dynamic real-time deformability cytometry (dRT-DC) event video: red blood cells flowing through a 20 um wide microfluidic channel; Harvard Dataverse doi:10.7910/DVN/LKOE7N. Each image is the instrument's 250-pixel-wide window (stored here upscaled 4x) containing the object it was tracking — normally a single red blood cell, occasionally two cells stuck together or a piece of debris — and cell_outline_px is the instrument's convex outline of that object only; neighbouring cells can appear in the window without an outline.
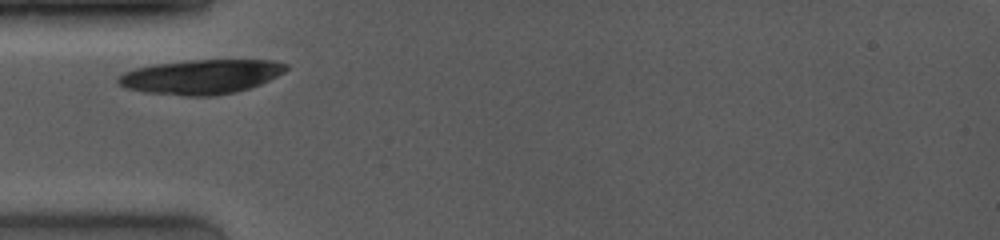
{"species": "common noctule bat (a hibernating species)", "species_latin": "Nyctalus noctula", "temperature_condition": "room temperature", "stored_images_in_passage": 2, "camera_frame_rate_fps": 4000, "um_per_image_px": 0.085, "animal": {"sex": "female", "body_mass_g": 19.0, "forearm_length_mm": 53.3}, "frame": {"image": 1, "passage_image": 1, "time_ms": 0.0, "image_size_px": [1000, 240], "cell_outline_px": [[288, 68], [284, 72], [260, 84], [236, 92], [216, 96], [184, 96], [144, 92], [128, 88], [120, 84], [116, 80], [116, 76], [124, 72], [136, 68], [152, 64], [188, 60], [276, 60], [288, 64]], "centroid_in_image_um": [17.09, 6.52], "position_along_channel_um": 67.9, "area_um2": 33.87}}